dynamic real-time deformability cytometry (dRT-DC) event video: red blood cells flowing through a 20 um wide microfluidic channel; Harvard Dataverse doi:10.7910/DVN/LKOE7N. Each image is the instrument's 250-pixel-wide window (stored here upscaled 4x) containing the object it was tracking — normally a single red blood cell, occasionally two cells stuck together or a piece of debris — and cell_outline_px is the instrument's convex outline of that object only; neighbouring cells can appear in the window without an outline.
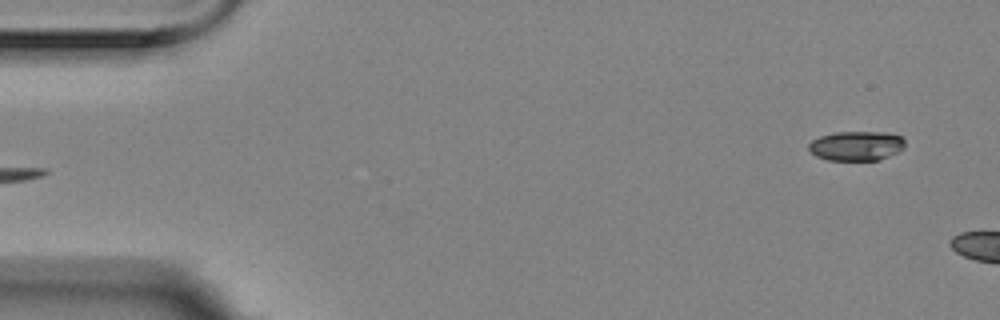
{"species": "Egyptian fruit bat (a non-hibernating species)", "species_latin": "Rousettus aegyptiacus", "temperature_condition": "room temperature", "stored_images_in_passage": 4, "segment_of_instrument_passage": [2, 2], "camera_frame_rate_fps": 3000, "um_per_image_px": 0.085, "animal": {"sex": "female"}, "frame": {"image": 1, "passage_image": 4, "time_ms": 1.0, "image_size_px": [1000, 320], "cell_outline_px": [[904, 148], [880, 160], [828, 160], [816, 156], [808, 148], [808, 144], [812, 140], [820, 136], [836, 132], [888, 132], [900, 136], [904, 140]], "centroid_in_image_um": [72.78, 12.39], "position_along_channel_um": 12.2, "area_um2": 16.53}}